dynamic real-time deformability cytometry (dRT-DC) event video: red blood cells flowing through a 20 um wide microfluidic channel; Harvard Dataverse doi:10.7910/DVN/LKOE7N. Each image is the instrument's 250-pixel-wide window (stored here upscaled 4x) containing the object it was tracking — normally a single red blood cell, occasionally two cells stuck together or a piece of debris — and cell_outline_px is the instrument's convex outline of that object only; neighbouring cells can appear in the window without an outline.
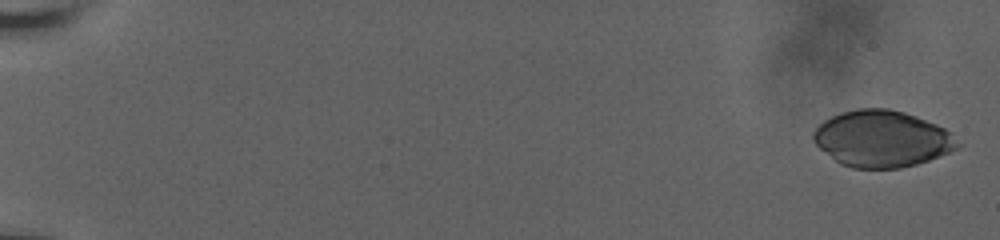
{"species": "human", "species_latin": "Homo sapiens", "temperature_condition": "room temperature", "stored_images_in_passage": 39, "camera_frame_rate_fps": 3000, "um_per_image_px": 0.085, "donor": {"sex": "male"}, "frame": {"image": 1, "passage_image": 1, "time_ms": 0.0, "image_size_px": [1000, 240], "cell_outline_px": [[960, 144], [956, 148], [948, 152], [928, 160], [916, 164], [900, 168], [852, 168], [840, 164], [820, 148], [812, 140], [812, 132], [824, 120], [840, 112], [856, 108], [888, 108], [904, 112], [916, 116], [936, 124], [944, 128]], "centroid_in_image_um": [74.92, 11.79], "position_along_channel_um": 10.1, "area_um2": 47.22}}
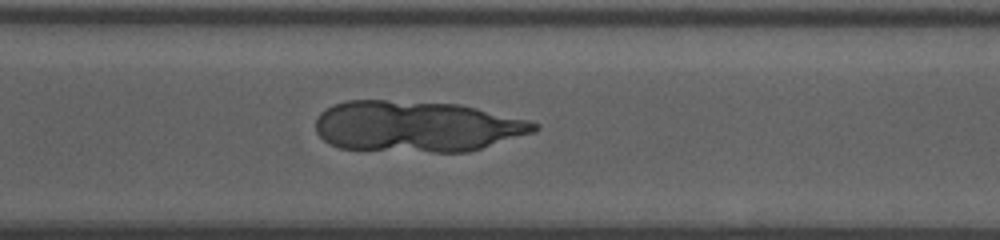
{"frame": {"image": 2, "passage_image": 31, "time_ms": 14.667, "image_size_px": [1000, 240], "cell_outline_px": [[540, 128], [532, 132], [468, 152], [432, 152], [340, 148], [328, 144], [316, 132], [316, 120], [320, 112], [332, 104], [348, 100], [384, 100], [460, 104], [528, 120], [540, 124]], "centroid_in_image_um": [35.38, 10.74], "position_along_channel_um": 335.2, "area_um2": 64.91}}
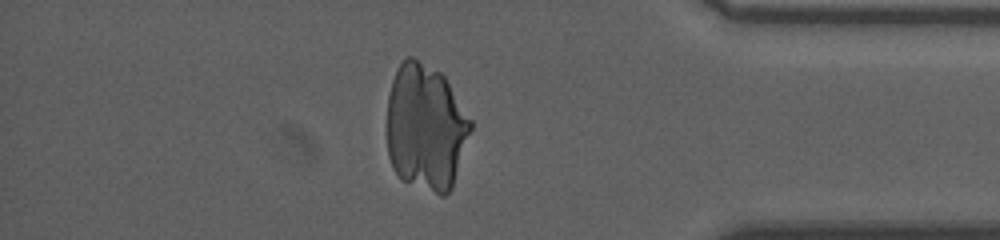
{"frame": {"image": 3, "passage_image": 36, "time_ms": 17.0, "image_size_px": [1000, 240], "cell_outline_px": [[472, 128], [452, 188], [444, 196], [440, 196], [400, 180], [392, 168], [388, 156], [388, 96], [392, 80], [396, 68], [408, 56], [412, 56], [440, 72], [444, 76], [472, 120]], "centroid_in_image_um": [36.18, 10.85], "position_along_channel_um": 399.0, "area_um2": 62.08}}